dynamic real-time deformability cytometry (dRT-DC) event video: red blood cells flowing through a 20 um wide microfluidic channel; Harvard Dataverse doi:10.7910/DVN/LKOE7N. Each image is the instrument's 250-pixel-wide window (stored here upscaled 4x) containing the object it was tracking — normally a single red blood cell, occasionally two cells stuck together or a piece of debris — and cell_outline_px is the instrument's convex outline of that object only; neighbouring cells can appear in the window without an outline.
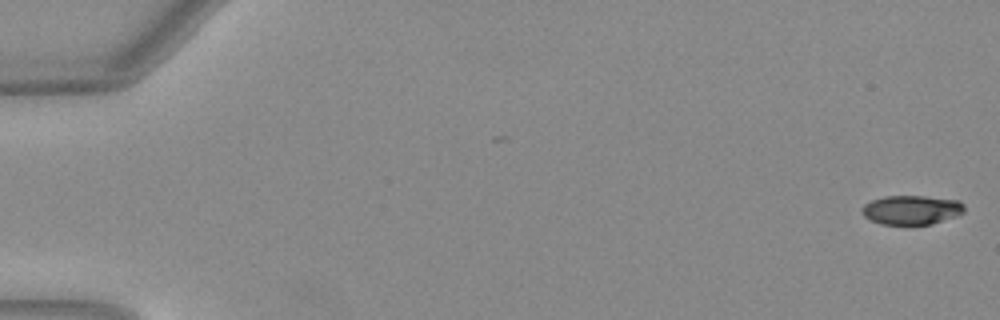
{"species": "Egyptian fruit bat (a non-hibernating species)", "species_latin": "Rousettus aegyptiacus", "temperature_condition": "warm", "stored_images_in_passage": 48, "camera_frame_rate_fps": 3000, "um_per_image_px": 0.085, "animal": {"sex": "female"}, "frame": {"image": 1, "passage_image": 1, "time_ms": 0.0, "image_size_px": [1000, 320], "cell_outline_px": [[964, 212], [956, 216], [932, 224], [880, 224], [864, 216], [860, 208], [864, 204], [872, 200], [884, 196], [924, 196], [960, 200], [964, 204]], "centroid_in_image_um": [77.49, 17.83], "position_along_channel_um": 7.5, "area_um2": 17.46}}
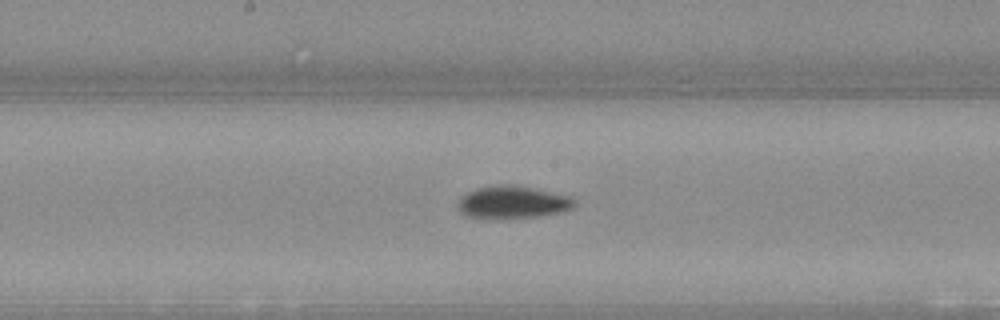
{"frame": {"image": 2, "passage_image": 28, "time_ms": 9.0, "image_size_px": [1000, 320], "cell_outline_px": [[576, 204], [572, 208], [560, 212], [536, 216], [468, 216], [460, 212], [460, 200], [468, 192], [476, 188], [496, 184], [512, 184], [576, 196]], "centroid_in_image_um": [43.69, 17.13], "position_along_channel_um": 204.5, "area_um2": 21.44}}
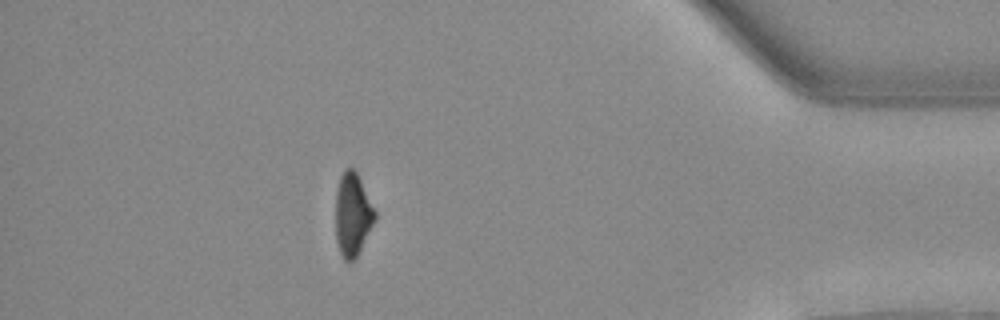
{"frame": {"image": 3, "passage_image": 46, "time_ms": 15.0, "image_size_px": [1000, 320], "cell_outline_px": [[376, 220], [360, 252], [348, 264], [344, 260], [340, 252], [336, 240], [336, 192], [340, 176], [344, 168], [352, 168], [356, 172], [376, 212]], "centroid_in_image_um": [29.97, 18.27], "position_along_channel_um": 405.2, "area_um2": 19.07}, "authors_computed_cell_mechanics": {"area_um2": 20.0277, "velocity_mm_per_s": 4.0474, "shape_relaxation_time_tau1_ms": 5.2064, "shape_relaxation_time_tau2_ms": 2.9518, "deformation_change_tau1": 0.1788, "deformation_change_tau2": 0.0841}}